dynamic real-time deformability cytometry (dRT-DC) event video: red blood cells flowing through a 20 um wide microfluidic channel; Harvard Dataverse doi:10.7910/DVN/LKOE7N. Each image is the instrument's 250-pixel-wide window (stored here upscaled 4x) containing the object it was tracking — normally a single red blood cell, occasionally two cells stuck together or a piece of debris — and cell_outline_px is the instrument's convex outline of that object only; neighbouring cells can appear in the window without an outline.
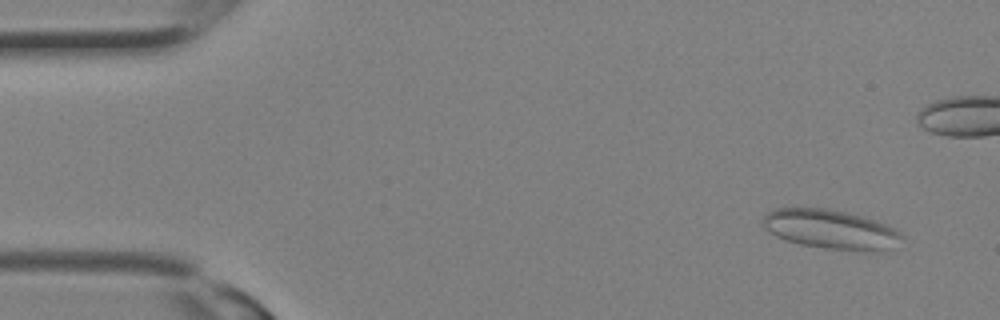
{"species": "Egyptian fruit bat (a non-hibernating species)", "species_latin": "Rousettus aegyptiacus", "temperature_condition": "room temperature", "stored_images_in_passage": 29, "camera_frame_rate_fps": 3000, "um_per_image_px": 0.085, "animal": {"sex": "female"}, "frame": {"image": 1, "passage_image": 1, "time_ms": 0.0, "image_size_px": [1000, 320], "cell_outline_px": [[904, 236], [880, 252], [864, 252], [824, 248], [800, 244], [776, 236], [768, 232], [764, 228], [764, 216], [772, 208], [824, 208], [844, 212], [860, 216], [884, 224], [900, 232]], "centroid_in_image_um": [70.55, 19.5], "position_along_channel_um": 14.4, "area_um2": 31.39}}
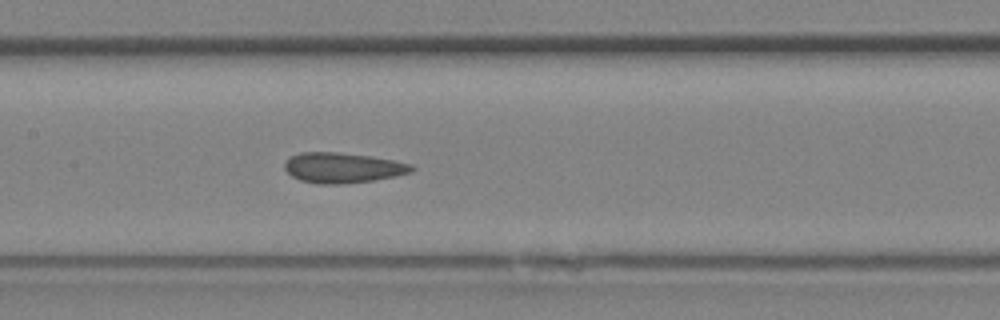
{"frame": {"image": 2, "passage_image": 13, "time_ms": 4.0, "image_size_px": [1000, 320], "cell_outline_px": [[416, 168], [412, 172], [396, 176], [376, 180], [340, 184], [316, 184], [300, 180], [292, 176], [284, 168], [284, 164], [292, 156], [300, 152], [336, 152], [368, 156], [392, 160], [412, 164]], "centroid_in_image_um": [29.15, 14.27], "position_along_channel_um": 178.3, "area_um2": 22.37}}
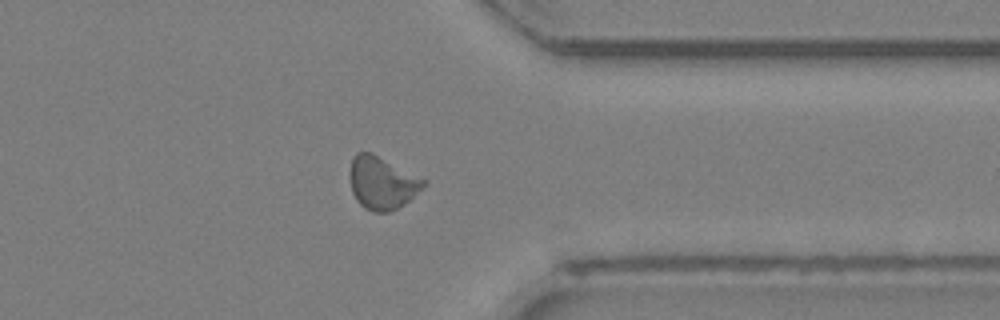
{"frame": {"image": 3, "passage_image": 22, "time_ms": 7.0, "image_size_px": [1000, 320], "cell_outline_px": [[428, 180], [408, 200], [396, 208], [388, 212], [372, 212], [364, 208], [356, 200], [352, 192], [348, 172], [352, 156], [356, 152], [372, 152]], "centroid_in_image_um": [32.41, 15.51], "position_along_channel_um": 379.0, "area_um2": 22.72}}